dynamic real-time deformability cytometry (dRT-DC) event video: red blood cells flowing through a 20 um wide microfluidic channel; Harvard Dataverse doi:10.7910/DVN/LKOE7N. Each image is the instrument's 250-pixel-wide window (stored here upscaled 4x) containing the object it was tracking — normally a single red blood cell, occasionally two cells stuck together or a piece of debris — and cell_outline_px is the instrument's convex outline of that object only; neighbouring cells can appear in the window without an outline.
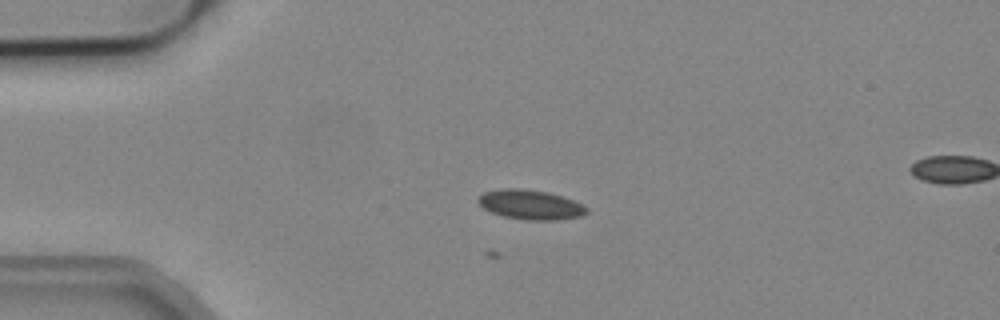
{"species": "common noctule bat (a hibernating species)", "species_latin": "Nyctalus noctula", "temperature_condition": "cold", "stored_images_in_passage": 4, "camera_frame_rate_fps": 3000, "um_per_image_px": 0.085, "animal": {"sex": "male", "body_mass_g": 19.2, "forearm_length_mm": 51.8}, "frame": {"image": 1, "passage_image": 2, "time_ms": 0.333, "image_size_px": [1000, 320], "cell_outline_px": [[588, 212], [580, 216], [556, 220], [524, 220], [504, 216], [492, 212], [484, 208], [476, 200], [484, 192], [500, 188], [520, 188], [548, 192], [572, 200], [588, 208]], "centroid_in_image_um": [45.06, 17.39], "position_along_channel_um": 39.9, "area_um2": 18.55}}